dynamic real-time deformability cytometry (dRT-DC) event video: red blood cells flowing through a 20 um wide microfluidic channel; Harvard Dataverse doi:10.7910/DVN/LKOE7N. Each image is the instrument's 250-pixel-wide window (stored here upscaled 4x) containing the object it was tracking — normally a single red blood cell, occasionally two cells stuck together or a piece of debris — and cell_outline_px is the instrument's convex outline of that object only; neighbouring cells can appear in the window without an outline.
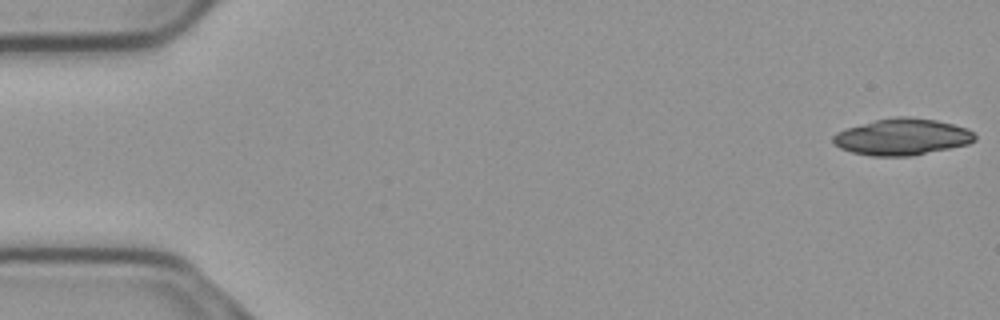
{"species": "common noctule bat (a hibernating species)", "species_latin": "Nyctalus noctula", "temperature_condition": "cold", "stored_images_in_passage": 20, "camera_frame_rate_fps": 3000, "um_per_image_px": 0.085, "animal": {"sex": "male", "body_mass_g": 23.1, "forearm_length_mm": 52.7}, "frame": {"image": 1, "passage_image": 1, "time_ms": 0.0, "image_size_px": [1000, 320], "cell_outline_px": [[976, 140], [968, 144], [912, 156], [872, 156], [852, 152], [840, 148], [832, 140], [832, 136], [836, 132], [848, 128], [876, 120], [896, 116], [908, 116], [936, 120], [968, 128], [976, 136]], "centroid_in_image_um": [76.7, 11.64], "position_along_channel_um": 8.3, "area_um2": 30.06}}